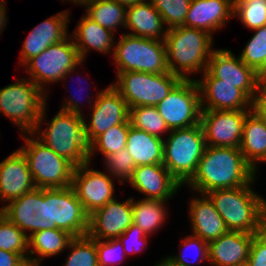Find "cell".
<instances>
[{
    "label": "cell",
    "instance_id": "obj_34",
    "mask_svg": "<svg viewBox=\"0 0 266 266\" xmlns=\"http://www.w3.org/2000/svg\"><path fill=\"white\" fill-rule=\"evenodd\" d=\"M129 122L134 128L164 139L163 133H169L165 120L160 116L156 106H138L129 108Z\"/></svg>",
    "mask_w": 266,
    "mask_h": 266
},
{
    "label": "cell",
    "instance_id": "obj_46",
    "mask_svg": "<svg viewBox=\"0 0 266 266\" xmlns=\"http://www.w3.org/2000/svg\"><path fill=\"white\" fill-rule=\"evenodd\" d=\"M83 89V88H82ZM81 91V89H80ZM75 93V92H74ZM76 95V94H75ZM74 96V95H73ZM69 97L67 100H65L63 103H62V106H61V110H65V111H68V112H72L73 114H78V115H81L83 116L84 114H82V110H81V104L79 106V102L78 101V96L77 97ZM83 98V97H82Z\"/></svg>",
    "mask_w": 266,
    "mask_h": 266
},
{
    "label": "cell",
    "instance_id": "obj_1",
    "mask_svg": "<svg viewBox=\"0 0 266 266\" xmlns=\"http://www.w3.org/2000/svg\"><path fill=\"white\" fill-rule=\"evenodd\" d=\"M256 174L240 148L206 146L194 175L186 185L198 195L207 194L217 189L254 183Z\"/></svg>",
    "mask_w": 266,
    "mask_h": 266
},
{
    "label": "cell",
    "instance_id": "obj_9",
    "mask_svg": "<svg viewBox=\"0 0 266 266\" xmlns=\"http://www.w3.org/2000/svg\"><path fill=\"white\" fill-rule=\"evenodd\" d=\"M118 43L115 41L112 58L117 72H144L161 74L170 72L167 65L164 41L147 39L123 33Z\"/></svg>",
    "mask_w": 266,
    "mask_h": 266
},
{
    "label": "cell",
    "instance_id": "obj_6",
    "mask_svg": "<svg viewBox=\"0 0 266 266\" xmlns=\"http://www.w3.org/2000/svg\"><path fill=\"white\" fill-rule=\"evenodd\" d=\"M27 78H17L14 83L0 89V113L18 126L21 134L35 131L48 97Z\"/></svg>",
    "mask_w": 266,
    "mask_h": 266
},
{
    "label": "cell",
    "instance_id": "obj_19",
    "mask_svg": "<svg viewBox=\"0 0 266 266\" xmlns=\"http://www.w3.org/2000/svg\"><path fill=\"white\" fill-rule=\"evenodd\" d=\"M69 11L59 12L35 26L23 41L19 63L24 65L29 59L42 53L50 45L57 44L69 37Z\"/></svg>",
    "mask_w": 266,
    "mask_h": 266
},
{
    "label": "cell",
    "instance_id": "obj_45",
    "mask_svg": "<svg viewBox=\"0 0 266 266\" xmlns=\"http://www.w3.org/2000/svg\"><path fill=\"white\" fill-rule=\"evenodd\" d=\"M28 262L17 253L0 249V266H27Z\"/></svg>",
    "mask_w": 266,
    "mask_h": 266
},
{
    "label": "cell",
    "instance_id": "obj_21",
    "mask_svg": "<svg viewBox=\"0 0 266 266\" xmlns=\"http://www.w3.org/2000/svg\"><path fill=\"white\" fill-rule=\"evenodd\" d=\"M35 188L27 160L19 149L0 162V202L9 203Z\"/></svg>",
    "mask_w": 266,
    "mask_h": 266
},
{
    "label": "cell",
    "instance_id": "obj_54",
    "mask_svg": "<svg viewBox=\"0 0 266 266\" xmlns=\"http://www.w3.org/2000/svg\"><path fill=\"white\" fill-rule=\"evenodd\" d=\"M236 266H251V264L249 263V261H245V262H242V263H239L238 265Z\"/></svg>",
    "mask_w": 266,
    "mask_h": 266
},
{
    "label": "cell",
    "instance_id": "obj_38",
    "mask_svg": "<svg viewBox=\"0 0 266 266\" xmlns=\"http://www.w3.org/2000/svg\"><path fill=\"white\" fill-rule=\"evenodd\" d=\"M255 31L242 49L239 57L242 62L258 72L266 62V24Z\"/></svg>",
    "mask_w": 266,
    "mask_h": 266
},
{
    "label": "cell",
    "instance_id": "obj_48",
    "mask_svg": "<svg viewBox=\"0 0 266 266\" xmlns=\"http://www.w3.org/2000/svg\"><path fill=\"white\" fill-rule=\"evenodd\" d=\"M7 2L5 0H0V33L4 32V28L6 27L7 22V13H6V4Z\"/></svg>",
    "mask_w": 266,
    "mask_h": 266
},
{
    "label": "cell",
    "instance_id": "obj_33",
    "mask_svg": "<svg viewBox=\"0 0 266 266\" xmlns=\"http://www.w3.org/2000/svg\"><path fill=\"white\" fill-rule=\"evenodd\" d=\"M130 122L129 119L122 124L111 127L103 134L99 135L89 145L88 160L91 163L92 157L95 153L100 152L104 158L108 155H112L121 149L126 147L127 136L129 133Z\"/></svg>",
    "mask_w": 266,
    "mask_h": 266
},
{
    "label": "cell",
    "instance_id": "obj_2",
    "mask_svg": "<svg viewBox=\"0 0 266 266\" xmlns=\"http://www.w3.org/2000/svg\"><path fill=\"white\" fill-rule=\"evenodd\" d=\"M252 184L207 193L228 230L257 234L266 228V200Z\"/></svg>",
    "mask_w": 266,
    "mask_h": 266
},
{
    "label": "cell",
    "instance_id": "obj_12",
    "mask_svg": "<svg viewBox=\"0 0 266 266\" xmlns=\"http://www.w3.org/2000/svg\"><path fill=\"white\" fill-rule=\"evenodd\" d=\"M197 83L237 84L253 102L261 93V81L257 72L245 65L229 49H215L208 61L207 69Z\"/></svg>",
    "mask_w": 266,
    "mask_h": 266
},
{
    "label": "cell",
    "instance_id": "obj_23",
    "mask_svg": "<svg viewBox=\"0 0 266 266\" xmlns=\"http://www.w3.org/2000/svg\"><path fill=\"white\" fill-rule=\"evenodd\" d=\"M255 234L228 230L208 243L209 263L212 266H236L245 262Z\"/></svg>",
    "mask_w": 266,
    "mask_h": 266
},
{
    "label": "cell",
    "instance_id": "obj_40",
    "mask_svg": "<svg viewBox=\"0 0 266 266\" xmlns=\"http://www.w3.org/2000/svg\"><path fill=\"white\" fill-rule=\"evenodd\" d=\"M160 13L166 29L183 26L191 0H149Z\"/></svg>",
    "mask_w": 266,
    "mask_h": 266
},
{
    "label": "cell",
    "instance_id": "obj_42",
    "mask_svg": "<svg viewBox=\"0 0 266 266\" xmlns=\"http://www.w3.org/2000/svg\"><path fill=\"white\" fill-rule=\"evenodd\" d=\"M99 266H115L127 256L118 239L95 240ZM125 256V257H124Z\"/></svg>",
    "mask_w": 266,
    "mask_h": 266
},
{
    "label": "cell",
    "instance_id": "obj_39",
    "mask_svg": "<svg viewBox=\"0 0 266 266\" xmlns=\"http://www.w3.org/2000/svg\"><path fill=\"white\" fill-rule=\"evenodd\" d=\"M250 30L258 29L266 24V0L235 1L234 17Z\"/></svg>",
    "mask_w": 266,
    "mask_h": 266
},
{
    "label": "cell",
    "instance_id": "obj_51",
    "mask_svg": "<svg viewBox=\"0 0 266 266\" xmlns=\"http://www.w3.org/2000/svg\"><path fill=\"white\" fill-rule=\"evenodd\" d=\"M257 75L260 81L266 77V62L264 66L257 72Z\"/></svg>",
    "mask_w": 266,
    "mask_h": 266
},
{
    "label": "cell",
    "instance_id": "obj_49",
    "mask_svg": "<svg viewBox=\"0 0 266 266\" xmlns=\"http://www.w3.org/2000/svg\"><path fill=\"white\" fill-rule=\"evenodd\" d=\"M116 3H119L120 5H123L125 7H130L131 5H134L136 3H140L144 0H113Z\"/></svg>",
    "mask_w": 266,
    "mask_h": 266
},
{
    "label": "cell",
    "instance_id": "obj_43",
    "mask_svg": "<svg viewBox=\"0 0 266 266\" xmlns=\"http://www.w3.org/2000/svg\"><path fill=\"white\" fill-rule=\"evenodd\" d=\"M149 237L138 226L131 224L118 240L122 244L125 254L134 255L146 248Z\"/></svg>",
    "mask_w": 266,
    "mask_h": 266
},
{
    "label": "cell",
    "instance_id": "obj_37",
    "mask_svg": "<svg viewBox=\"0 0 266 266\" xmlns=\"http://www.w3.org/2000/svg\"><path fill=\"white\" fill-rule=\"evenodd\" d=\"M180 245V253L175 256H167V258L174 266H192L196 261L197 263H201L203 260L209 262V252H208V242L202 240L200 237L195 236L193 234L186 236L181 240ZM183 249V250H182ZM185 249V250H184ZM191 252V255L188 257V251ZM187 253V254H186ZM192 253L195 255H192ZM198 258V259H194ZM194 259V260H193ZM192 262V263H190Z\"/></svg>",
    "mask_w": 266,
    "mask_h": 266
},
{
    "label": "cell",
    "instance_id": "obj_22",
    "mask_svg": "<svg viewBox=\"0 0 266 266\" xmlns=\"http://www.w3.org/2000/svg\"><path fill=\"white\" fill-rule=\"evenodd\" d=\"M234 18L230 0H191L183 26L213 32L224 28Z\"/></svg>",
    "mask_w": 266,
    "mask_h": 266
},
{
    "label": "cell",
    "instance_id": "obj_36",
    "mask_svg": "<svg viewBox=\"0 0 266 266\" xmlns=\"http://www.w3.org/2000/svg\"><path fill=\"white\" fill-rule=\"evenodd\" d=\"M28 236L0 213V249L20 254L28 262Z\"/></svg>",
    "mask_w": 266,
    "mask_h": 266
},
{
    "label": "cell",
    "instance_id": "obj_7",
    "mask_svg": "<svg viewBox=\"0 0 266 266\" xmlns=\"http://www.w3.org/2000/svg\"><path fill=\"white\" fill-rule=\"evenodd\" d=\"M25 145L19 149L25 156L37 188L71 186L75 166L41 142L33 133H23Z\"/></svg>",
    "mask_w": 266,
    "mask_h": 266
},
{
    "label": "cell",
    "instance_id": "obj_16",
    "mask_svg": "<svg viewBox=\"0 0 266 266\" xmlns=\"http://www.w3.org/2000/svg\"><path fill=\"white\" fill-rule=\"evenodd\" d=\"M251 110H202L200 124L207 146L240 148L243 125Z\"/></svg>",
    "mask_w": 266,
    "mask_h": 266
},
{
    "label": "cell",
    "instance_id": "obj_17",
    "mask_svg": "<svg viewBox=\"0 0 266 266\" xmlns=\"http://www.w3.org/2000/svg\"><path fill=\"white\" fill-rule=\"evenodd\" d=\"M133 224L131 198L116 199L89 215L87 235L95 240L118 239Z\"/></svg>",
    "mask_w": 266,
    "mask_h": 266
},
{
    "label": "cell",
    "instance_id": "obj_3",
    "mask_svg": "<svg viewBox=\"0 0 266 266\" xmlns=\"http://www.w3.org/2000/svg\"><path fill=\"white\" fill-rule=\"evenodd\" d=\"M213 41V35L202 29L186 26L167 29L164 42L169 71L182 79H190L192 73L202 74L215 50Z\"/></svg>",
    "mask_w": 266,
    "mask_h": 266
},
{
    "label": "cell",
    "instance_id": "obj_32",
    "mask_svg": "<svg viewBox=\"0 0 266 266\" xmlns=\"http://www.w3.org/2000/svg\"><path fill=\"white\" fill-rule=\"evenodd\" d=\"M83 5L86 7V15L100 26L113 33L120 25L125 28L127 7L113 0H88Z\"/></svg>",
    "mask_w": 266,
    "mask_h": 266
},
{
    "label": "cell",
    "instance_id": "obj_24",
    "mask_svg": "<svg viewBox=\"0 0 266 266\" xmlns=\"http://www.w3.org/2000/svg\"><path fill=\"white\" fill-rule=\"evenodd\" d=\"M194 197L189 205V218L193 235L206 242L218 239L228 231L224 220L217 212L213 201L207 194Z\"/></svg>",
    "mask_w": 266,
    "mask_h": 266
},
{
    "label": "cell",
    "instance_id": "obj_31",
    "mask_svg": "<svg viewBox=\"0 0 266 266\" xmlns=\"http://www.w3.org/2000/svg\"><path fill=\"white\" fill-rule=\"evenodd\" d=\"M167 201L141 199L134 200L131 197L133 224L138 226L145 235L149 236L158 231L167 220Z\"/></svg>",
    "mask_w": 266,
    "mask_h": 266
},
{
    "label": "cell",
    "instance_id": "obj_25",
    "mask_svg": "<svg viewBox=\"0 0 266 266\" xmlns=\"http://www.w3.org/2000/svg\"><path fill=\"white\" fill-rule=\"evenodd\" d=\"M202 110H253L254 102L229 83H198Z\"/></svg>",
    "mask_w": 266,
    "mask_h": 266
},
{
    "label": "cell",
    "instance_id": "obj_10",
    "mask_svg": "<svg viewBox=\"0 0 266 266\" xmlns=\"http://www.w3.org/2000/svg\"><path fill=\"white\" fill-rule=\"evenodd\" d=\"M117 82L111 85L126 101L128 108L157 106L182 80L171 72L152 74L144 72H116Z\"/></svg>",
    "mask_w": 266,
    "mask_h": 266
},
{
    "label": "cell",
    "instance_id": "obj_14",
    "mask_svg": "<svg viewBox=\"0 0 266 266\" xmlns=\"http://www.w3.org/2000/svg\"><path fill=\"white\" fill-rule=\"evenodd\" d=\"M96 98H89L92 106L90 121L84 118L85 135L90 145L99 135L118 124L125 123L129 118V108L120 93L109 85L96 93ZM92 103V104H91Z\"/></svg>",
    "mask_w": 266,
    "mask_h": 266
},
{
    "label": "cell",
    "instance_id": "obj_41",
    "mask_svg": "<svg viewBox=\"0 0 266 266\" xmlns=\"http://www.w3.org/2000/svg\"><path fill=\"white\" fill-rule=\"evenodd\" d=\"M103 162L106 167V172L110 176L115 177V179H118L121 184H124V181L127 182L131 178L134 169L137 167L133 157L128 153L126 148L106 156Z\"/></svg>",
    "mask_w": 266,
    "mask_h": 266
},
{
    "label": "cell",
    "instance_id": "obj_53",
    "mask_svg": "<svg viewBox=\"0 0 266 266\" xmlns=\"http://www.w3.org/2000/svg\"><path fill=\"white\" fill-rule=\"evenodd\" d=\"M66 1V0H64ZM68 2L71 1L74 4H78V6H83L84 3H86L88 0H67Z\"/></svg>",
    "mask_w": 266,
    "mask_h": 266
},
{
    "label": "cell",
    "instance_id": "obj_27",
    "mask_svg": "<svg viewBox=\"0 0 266 266\" xmlns=\"http://www.w3.org/2000/svg\"><path fill=\"white\" fill-rule=\"evenodd\" d=\"M80 19L77 28L70 35L83 61L92 49L102 54L114 52L115 38L111 30L100 26L86 14H83Z\"/></svg>",
    "mask_w": 266,
    "mask_h": 266
},
{
    "label": "cell",
    "instance_id": "obj_8",
    "mask_svg": "<svg viewBox=\"0 0 266 266\" xmlns=\"http://www.w3.org/2000/svg\"><path fill=\"white\" fill-rule=\"evenodd\" d=\"M84 63L71 35L60 43L50 45L42 53L29 59L23 66L27 74L46 95L49 83L60 82L74 75ZM46 83V85H45Z\"/></svg>",
    "mask_w": 266,
    "mask_h": 266
},
{
    "label": "cell",
    "instance_id": "obj_20",
    "mask_svg": "<svg viewBox=\"0 0 266 266\" xmlns=\"http://www.w3.org/2000/svg\"><path fill=\"white\" fill-rule=\"evenodd\" d=\"M53 211L57 229L73 237L85 236L89 229V215L72 187L53 188Z\"/></svg>",
    "mask_w": 266,
    "mask_h": 266
},
{
    "label": "cell",
    "instance_id": "obj_13",
    "mask_svg": "<svg viewBox=\"0 0 266 266\" xmlns=\"http://www.w3.org/2000/svg\"><path fill=\"white\" fill-rule=\"evenodd\" d=\"M156 108L170 130L199 124L202 107L197 81L182 79Z\"/></svg>",
    "mask_w": 266,
    "mask_h": 266
},
{
    "label": "cell",
    "instance_id": "obj_29",
    "mask_svg": "<svg viewBox=\"0 0 266 266\" xmlns=\"http://www.w3.org/2000/svg\"><path fill=\"white\" fill-rule=\"evenodd\" d=\"M74 237L61 229L39 230L28 237V264L41 265L46 257H53L67 249ZM38 255V258L33 255Z\"/></svg>",
    "mask_w": 266,
    "mask_h": 266
},
{
    "label": "cell",
    "instance_id": "obj_47",
    "mask_svg": "<svg viewBox=\"0 0 266 266\" xmlns=\"http://www.w3.org/2000/svg\"><path fill=\"white\" fill-rule=\"evenodd\" d=\"M253 109L266 123V98H257L254 101Z\"/></svg>",
    "mask_w": 266,
    "mask_h": 266
},
{
    "label": "cell",
    "instance_id": "obj_44",
    "mask_svg": "<svg viewBox=\"0 0 266 266\" xmlns=\"http://www.w3.org/2000/svg\"><path fill=\"white\" fill-rule=\"evenodd\" d=\"M247 260L251 266H266V228L254 235Z\"/></svg>",
    "mask_w": 266,
    "mask_h": 266
},
{
    "label": "cell",
    "instance_id": "obj_50",
    "mask_svg": "<svg viewBox=\"0 0 266 266\" xmlns=\"http://www.w3.org/2000/svg\"><path fill=\"white\" fill-rule=\"evenodd\" d=\"M257 98H266V77L261 81V93Z\"/></svg>",
    "mask_w": 266,
    "mask_h": 266
},
{
    "label": "cell",
    "instance_id": "obj_15",
    "mask_svg": "<svg viewBox=\"0 0 266 266\" xmlns=\"http://www.w3.org/2000/svg\"><path fill=\"white\" fill-rule=\"evenodd\" d=\"M90 167V162L75 167L71 181V187L88 215L115 199V178Z\"/></svg>",
    "mask_w": 266,
    "mask_h": 266
},
{
    "label": "cell",
    "instance_id": "obj_35",
    "mask_svg": "<svg viewBox=\"0 0 266 266\" xmlns=\"http://www.w3.org/2000/svg\"><path fill=\"white\" fill-rule=\"evenodd\" d=\"M67 249L71 250L62 266H99L95 239L88 235L74 237Z\"/></svg>",
    "mask_w": 266,
    "mask_h": 266
},
{
    "label": "cell",
    "instance_id": "obj_5",
    "mask_svg": "<svg viewBox=\"0 0 266 266\" xmlns=\"http://www.w3.org/2000/svg\"><path fill=\"white\" fill-rule=\"evenodd\" d=\"M164 138L163 165L180 183L186 184L194 175L206 148L201 124L173 129Z\"/></svg>",
    "mask_w": 266,
    "mask_h": 266
},
{
    "label": "cell",
    "instance_id": "obj_30",
    "mask_svg": "<svg viewBox=\"0 0 266 266\" xmlns=\"http://www.w3.org/2000/svg\"><path fill=\"white\" fill-rule=\"evenodd\" d=\"M136 166L163 163L164 139L130 125L125 147Z\"/></svg>",
    "mask_w": 266,
    "mask_h": 266
},
{
    "label": "cell",
    "instance_id": "obj_26",
    "mask_svg": "<svg viewBox=\"0 0 266 266\" xmlns=\"http://www.w3.org/2000/svg\"><path fill=\"white\" fill-rule=\"evenodd\" d=\"M160 13L154 8L149 0H144L127 7L126 25L124 29H129L127 34L164 41L167 29Z\"/></svg>",
    "mask_w": 266,
    "mask_h": 266
},
{
    "label": "cell",
    "instance_id": "obj_52",
    "mask_svg": "<svg viewBox=\"0 0 266 266\" xmlns=\"http://www.w3.org/2000/svg\"><path fill=\"white\" fill-rule=\"evenodd\" d=\"M154 266H174L167 258H163L161 261L156 263Z\"/></svg>",
    "mask_w": 266,
    "mask_h": 266
},
{
    "label": "cell",
    "instance_id": "obj_4",
    "mask_svg": "<svg viewBox=\"0 0 266 266\" xmlns=\"http://www.w3.org/2000/svg\"><path fill=\"white\" fill-rule=\"evenodd\" d=\"M46 107L47 102L42 108L38 126L33 134L75 167L89 162V144L85 135L84 116L60 109L50 122H47L48 127L42 132L40 128L45 121V115L47 116Z\"/></svg>",
    "mask_w": 266,
    "mask_h": 266
},
{
    "label": "cell",
    "instance_id": "obj_11",
    "mask_svg": "<svg viewBox=\"0 0 266 266\" xmlns=\"http://www.w3.org/2000/svg\"><path fill=\"white\" fill-rule=\"evenodd\" d=\"M9 221L28 237L44 229L57 228L53 211V188H35L0 208ZM31 232L29 235L27 232Z\"/></svg>",
    "mask_w": 266,
    "mask_h": 266
},
{
    "label": "cell",
    "instance_id": "obj_28",
    "mask_svg": "<svg viewBox=\"0 0 266 266\" xmlns=\"http://www.w3.org/2000/svg\"><path fill=\"white\" fill-rule=\"evenodd\" d=\"M240 151L255 171L258 162L266 163V123L254 109L245 117Z\"/></svg>",
    "mask_w": 266,
    "mask_h": 266
},
{
    "label": "cell",
    "instance_id": "obj_18",
    "mask_svg": "<svg viewBox=\"0 0 266 266\" xmlns=\"http://www.w3.org/2000/svg\"><path fill=\"white\" fill-rule=\"evenodd\" d=\"M128 183L143 199L161 201H169L182 187L163 163L137 166Z\"/></svg>",
    "mask_w": 266,
    "mask_h": 266
}]
</instances>
